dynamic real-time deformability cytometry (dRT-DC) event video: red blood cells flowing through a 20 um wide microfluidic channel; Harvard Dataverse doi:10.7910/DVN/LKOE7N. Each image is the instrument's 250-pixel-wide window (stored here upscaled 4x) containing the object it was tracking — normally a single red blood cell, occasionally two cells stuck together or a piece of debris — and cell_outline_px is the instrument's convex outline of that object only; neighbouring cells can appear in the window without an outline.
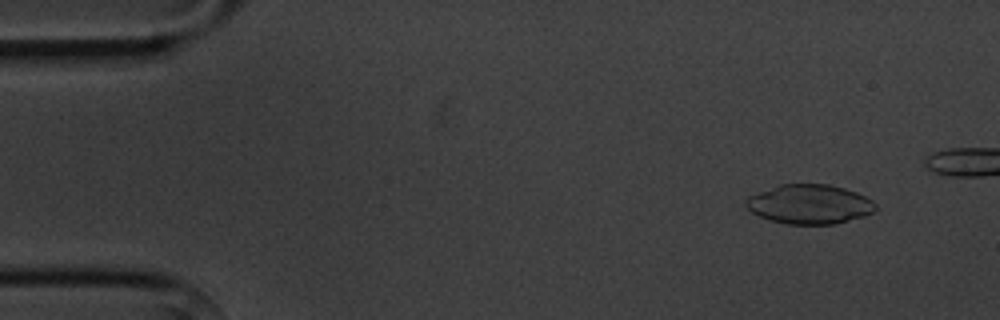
{"species": "common noctule bat (a hibernating species)", "species_latin": "Nyctalus noctula", "temperature_condition": "cold", "stored_images_in_passage": 5, "camera_frame_rate_fps": 3000, "um_per_image_px": 0.085, "animal": {"sex": "male", "body_mass_g": 20.1, "forearm_length_mm": 53.5}, "frame": {"image": 1, "passage_image": 1, "time_ms": 0.0, "image_size_px": [1000, 320], "cell_outline_px": [[876, 208], [872, 212], [864, 216], [836, 224], [788, 224], [772, 220], [760, 216], [752, 212], [744, 204], [744, 200], [748, 196], [756, 192], [780, 184], [828, 184], [844, 188], [856, 192], [872, 200], [876, 204]], "centroid_in_image_um": [68.79, 17.35], "position_along_channel_um": 16.2, "area_um2": 29.77}}